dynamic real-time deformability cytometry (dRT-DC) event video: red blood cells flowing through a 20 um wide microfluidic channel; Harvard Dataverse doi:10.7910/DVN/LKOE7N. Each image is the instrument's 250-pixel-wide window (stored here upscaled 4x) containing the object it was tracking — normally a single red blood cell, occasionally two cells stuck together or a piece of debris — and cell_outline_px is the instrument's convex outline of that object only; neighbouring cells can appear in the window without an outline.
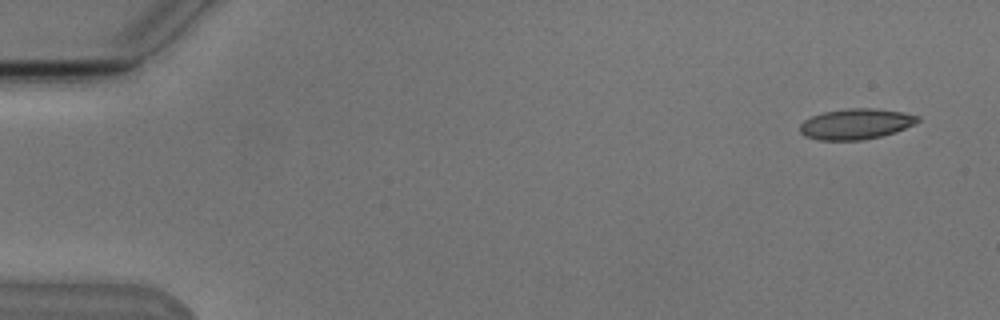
{"species": "Egyptian fruit bat (a non-hibernating species)", "species_latin": "Rousettus aegyptiacus", "temperature_condition": "cold", "stored_images_in_passage": 5, "camera_frame_rate_fps": 3000, "um_per_image_px": 0.085, "animal": {"sex": "male"}, "frame": {"image": 1, "passage_image": 1, "time_ms": 0.0, "image_size_px": [1000, 320], "cell_outline_px": [[920, 120], [896, 132], [864, 140], [816, 140], [804, 136], [800, 132], [800, 124], [804, 120], [812, 116], [824, 112], [848, 108], [872, 108], [900, 112], [920, 116]], "centroid_in_image_um": [72.71, 10.54], "position_along_channel_um": 12.3, "area_um2": 20.92}}
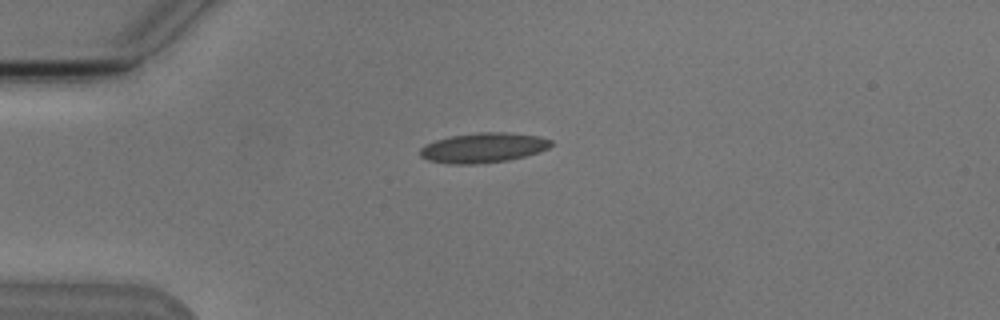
{"frame": {"image": 2, "passage_image": 4, "time_ms": 3.667, "image_size_px": [1000, 320], "cell_outline_px": [[552, 144], [548, 148], [540, 152], [508, 160], [484, 164], [448, 164], [428, 160], [420, 156], [420, 148], [436, 140], [452, 136], [476, 132], [508, 132], [540, 136], [552, 140]], "centroid_in_image_um": [41.11, 12.56], "position_along_channel_um": 43.9, "area_um2": 22.95}}